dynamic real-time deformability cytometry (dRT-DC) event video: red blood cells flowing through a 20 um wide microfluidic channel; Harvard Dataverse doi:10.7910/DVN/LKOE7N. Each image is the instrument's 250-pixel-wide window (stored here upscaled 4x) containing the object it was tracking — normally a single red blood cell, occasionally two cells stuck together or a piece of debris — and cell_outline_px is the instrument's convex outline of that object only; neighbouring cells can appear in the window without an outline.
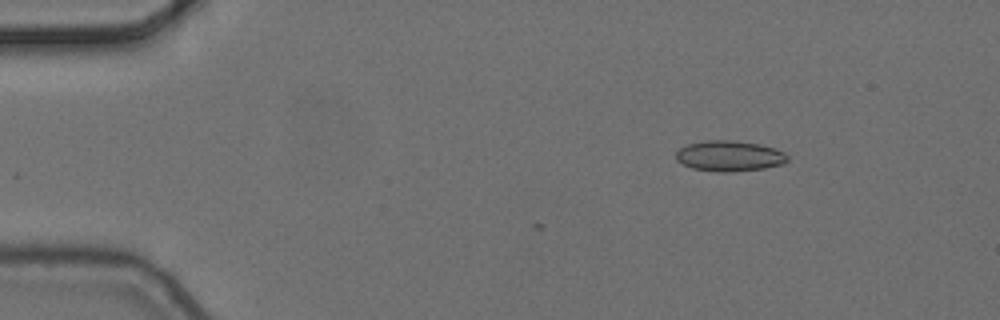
{"species": "common noctule bat (a hibernating species)", "species_latin": "Nyctalus noctula", "temperature_condition": "cold", "stored_images_in_passage": 6, "camera_frame_rate_fps": 3000, "um_per_image_px": 0.085, "animal": {"sex": "female", "body_mass_g": 24.6, "forearm_length_mm": 56.2}, "frame": {"image": 1, "passage_image": 3, "time_ms": 0.667, "image_size_px": [1000, 320], "cell_outline_px": [[788, 160], [784, 164], [764, 168], [732, 172], [716, 172], [692, 168], [676, 160], [676, 152], [680, 148], [688, 144], [704, 140], [732, 140], [760, 144], [784, 152], [788, 156]], "centroid_in_image_um": [62.0, 13.26], "position_along_channel_um": 23.0, "area_um2": 19.94}}